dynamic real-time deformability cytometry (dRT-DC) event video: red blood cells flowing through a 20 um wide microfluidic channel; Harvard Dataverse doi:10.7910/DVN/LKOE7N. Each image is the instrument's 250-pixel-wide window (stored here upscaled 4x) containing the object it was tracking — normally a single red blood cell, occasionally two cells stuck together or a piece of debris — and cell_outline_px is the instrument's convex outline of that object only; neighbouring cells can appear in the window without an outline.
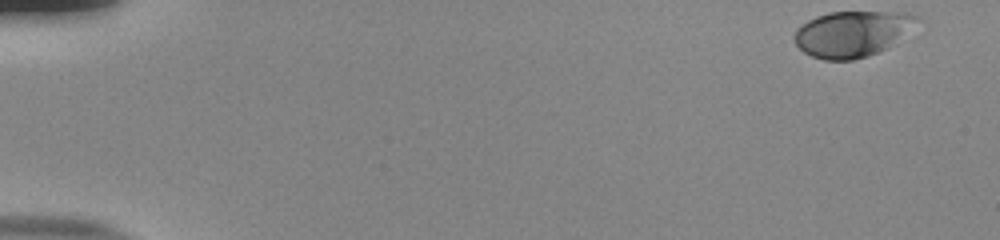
{"species": "human", "species_latin": "Homo sapiens", "temperature_condition": "room temperature", "stored_images_in_passage": 52, "camera_frame_rate_fps": 3000, "um_per_image_px": 0.085, "donor": {"sex": "male"}, "frame": {"image": 1, "passage_image": 1, "time_ms": 0.0, "image_size_px": [1000, 240], "cell_outline_px": [[924, 20], [888, 48], [852, 60], [824, 60], [812, 56], [804, 52], [796, 44], [796, 28], [808, 20], [816, 16], [828, 12], [908, 12], [920, 16]], "centroid_in_image_um": [72.52, 2.84], "position_along_channel_um": 12.5, "area_um2": 32.95}}
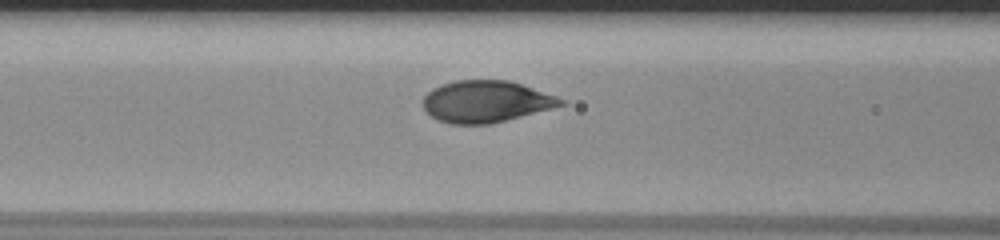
{"frame": {"image": 2, "passage_image": 22, "time_ms": 7.0, "image_size_px": [1000, 240], "cell_outline_px": [[568, 104], [488, 124], [452, 124], [440, 120], [432, 116], [424, 108], [424, 96], [432, 88], [440, 84], [456, 80], [508, 80], [568, 100]], "centroid_in_image_um": [41.31, 8.62], "position_along_channel_um": 125.3, "area_um2": 33.18}}
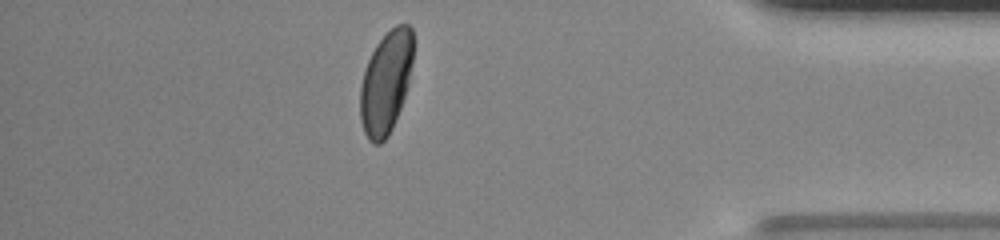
{"frame": {"image": 3, "passage_image": 46, "time_ms": 15.0, "image_size_px": [1000, 240], "cell_outline_px": [[412, 64], [408, 84], [400, 108], [392, 128], [388, 136], [380, 144], [372, 144], [368, 140], [364, 132], [360, 116], [360, 88], [364, 72], [368, 60], [376, 44], [396, 24], [408, 24], [412, 28]], "centroid_in_image_um": [32.79, 7.03], "position_along_channel_um": 402.4, "area_um2": 31.39}, "authors_computed_cell_mechanics": {"area_um2": 32.9171, "velocity_mm_per_s": 3.8465, "shape_relaxation_time_tau1_ms": 3.4073, "shape_relaxation_time_tau2_ms": null, "deformation_change_tau1": 0.1657, "deformation_change_tau2": null}}